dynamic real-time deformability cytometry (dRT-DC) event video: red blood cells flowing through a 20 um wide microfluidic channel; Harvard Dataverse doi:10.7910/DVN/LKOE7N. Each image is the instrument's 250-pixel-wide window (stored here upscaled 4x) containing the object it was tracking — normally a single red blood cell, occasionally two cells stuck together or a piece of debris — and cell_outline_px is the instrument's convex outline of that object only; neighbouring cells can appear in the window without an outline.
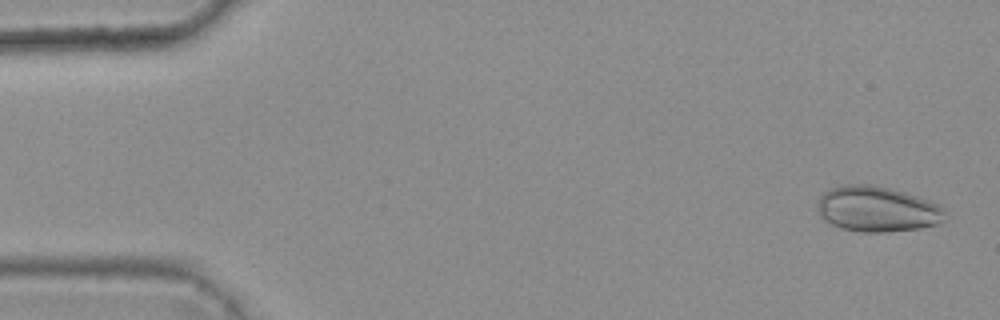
{"species": "common noctule bat (a hibernating species)", "species_latin": "Nyctalus noctula", "temperature_condition": "warm", "stored_images_in_passage": 8, "camera_frame_rate_fps": 3000, "um_per_image_px": 0.085, "animal": {"sex": "female", "body_mass_g": 25.1}, "frame": {"image": 1, "passage_image": 1, "time_ms": 0.0, "image_size_px": [1000, 320], "cell_outline_px": [[944, 212], [940, 220], [936, 224], [920, 228], [884, 232], [860, 232], [840, 228], [824, 220], [820, 216], [820, 196], [824, 192], [832, 188], [844, 184], [876, 184], [904, 192], [928, 200], [944, 208]], "centroid_in_image_um": [74.53, 17.76], "position_along_channel_um": 10.5, "area_um2": 33.41}}
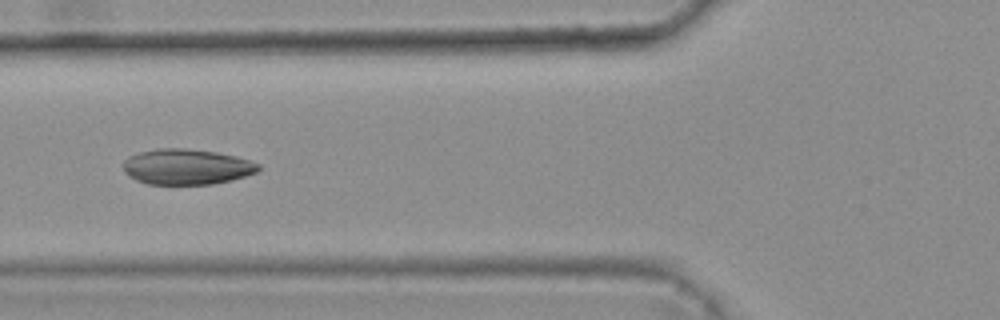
{"frame": {"image": 2, "passage_image": 6, "time_ms": 1.667, "image_size_px": [1000, 320], "cell_outline_px": [[260, 168], [256, 172], [232, 180], [212, 184], [148, 184], [136, 180], [128, 176], [124, 172], [124, 160], [128, 156], [140, 152], [156, 148], [184, 148], [216, 152], [236, 156], [260, 164]], "centroid_in_image_um": [15.84, 14.17], "position_along_channel_um": 110.0, "area_um2": 28.03}}
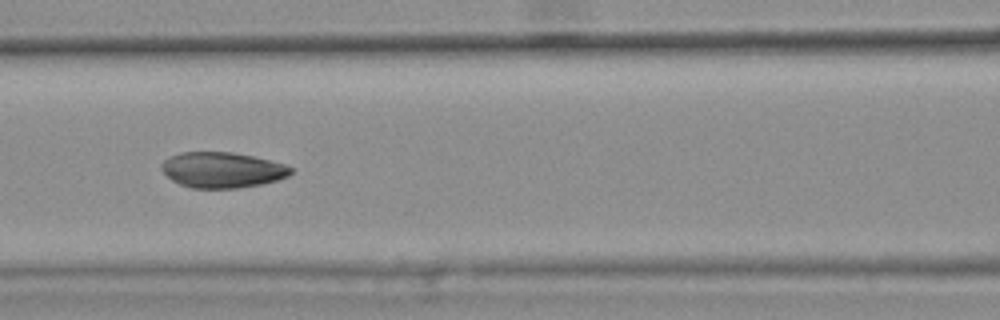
{"frame": {"image": 3, "passage_image": 7, "time_ms": 2.0, "image_size_px": [1000, 320], "cell_outline_px": [[292, 172], [288, 176], [276, 180], [260, 184], [236, 188], [192, 188], [180, 184], [172, 180], [160, 168], [160, 164], [164, 160], [180, 152], [232, 152], [252, 156], [284, 164], [292, 168]], "centroid_in_image_um": [18.86, 14.44], "position_along_channel_um": 147.7, "area_um2": 26.59}}